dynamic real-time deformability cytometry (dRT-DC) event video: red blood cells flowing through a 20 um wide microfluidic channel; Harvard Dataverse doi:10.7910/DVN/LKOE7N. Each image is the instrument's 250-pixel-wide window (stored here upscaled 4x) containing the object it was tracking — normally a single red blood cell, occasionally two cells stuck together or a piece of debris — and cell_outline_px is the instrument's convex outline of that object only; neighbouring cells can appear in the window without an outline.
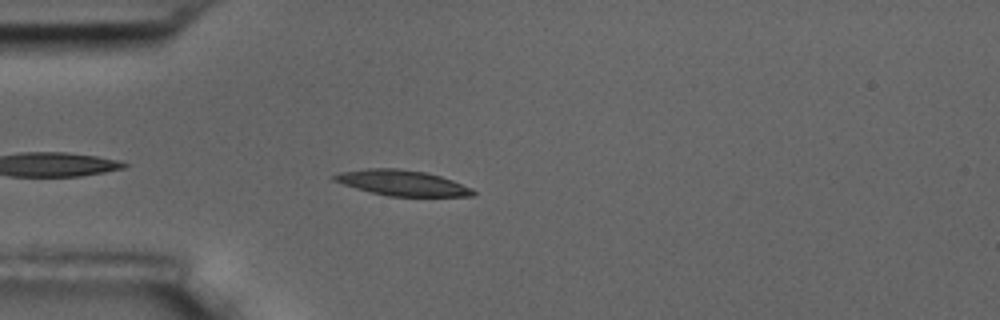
{"species": "common noctule bat (a hibernating species)", "species_latin": "Nyctalus noctula", "temperature_condition": "room temperature", "stored_images_in_passage": 5, "camera_frame_rate_fps": 3000, "um_per_image_px": 0.085, "animal": {"sex": "male", "body_mass_g": 17.5, "forearm_length_mm": 52.3}, "frame": {"image": 1, "passage_image": 4, "time_ms": 3.333, "image_size_px": [1000, 320], "cell_outline_px": [[476, 192], [472, 196], [388, 196], [356, 188], [332, 180], [332, 176], [340, 172], [368, 168], [396, 168], [424, 172], [440, 176], [452, 180], [472, 188]], "centroid_in_image_um": [34.18, 15.54], "position_along_channel_um": 50.8, "area_um2": 20.4}}